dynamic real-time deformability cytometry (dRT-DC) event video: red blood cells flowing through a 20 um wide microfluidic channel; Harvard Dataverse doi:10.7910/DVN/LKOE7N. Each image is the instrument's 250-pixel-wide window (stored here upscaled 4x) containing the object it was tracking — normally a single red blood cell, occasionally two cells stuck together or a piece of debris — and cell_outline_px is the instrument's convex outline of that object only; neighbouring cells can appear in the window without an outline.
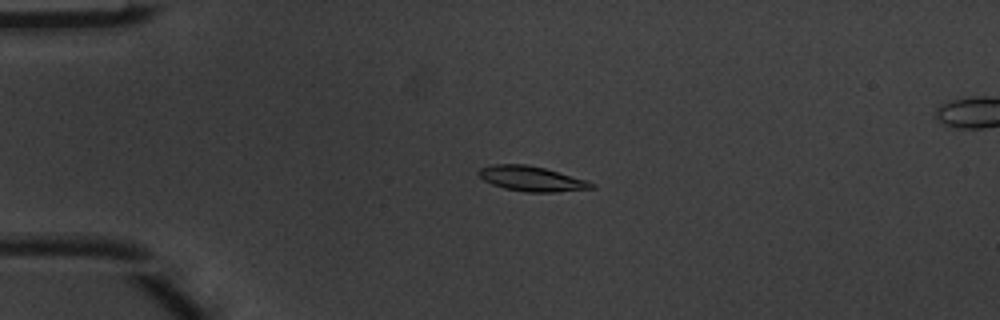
{"species": "common noctule bat (a hibernating species)", "species_latin": "Nyctalus noctula", "temperature_condition": "warm", "stored_images_in_passage": 4, "camera_frame_rate_fps": 3000, "um_per_image_px": 0.085, "animal": {"sex": "male", "body_mass_g": 20.1, "forearm_length_mm": 53.5}, "frame": {"image": 1, "passage_image": 2, "time_ms": 0.333, "image_size_px": [1000, 320], "cell_outline_px": [[596, 188], [556, 192], [524, 192], [504, 188], [492, 184], [484, 180], [476, 172], [480, 168], [492, 164], [524, 164], [544, 168], [584, 180], [596, 184]], "centroid_in_image_um": [45.15, 15.2], "position_along_channel_um": 39.8, "area_um2": 16.3}}